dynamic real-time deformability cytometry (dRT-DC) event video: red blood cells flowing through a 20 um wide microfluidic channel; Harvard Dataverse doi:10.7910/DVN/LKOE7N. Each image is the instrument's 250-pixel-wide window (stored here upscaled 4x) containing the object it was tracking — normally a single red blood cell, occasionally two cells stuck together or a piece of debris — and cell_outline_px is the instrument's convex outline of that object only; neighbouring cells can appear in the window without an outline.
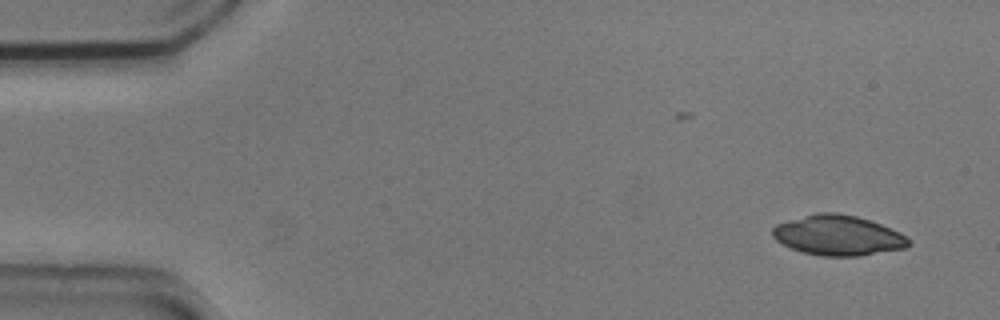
{"species": "common noctule bat (a hibernating species)", "species_latin": "Nyctalus noctula", "temperature_condition": "cold", "stored_images_in_passage": 5, "camera_frame_rate_fps": 3000, "um_per_image_px": 0.085, "animal": {"sex": "male", "body_mass_g": 20.5, "forearm_length_mm": 52.5}, "frame": {"image": 1, "passage_image": 1, "time_ms": 0.0, "image_size_px": [1000, 320], "cell_outline_px": [[912, 244], [908, 248], [860, 256], [820, 256], [800, 252], [776, 240], [772, 236], [772, 228], [776, 224], [816, 212], [836, 212], [856, 216], [880, 224], [900, 232], [908, 236], [912, 240]], "centroid_in_image_um": [71.28, 20.02], "position_along_channel_um": 13.7, "area_um2": 32.14}}